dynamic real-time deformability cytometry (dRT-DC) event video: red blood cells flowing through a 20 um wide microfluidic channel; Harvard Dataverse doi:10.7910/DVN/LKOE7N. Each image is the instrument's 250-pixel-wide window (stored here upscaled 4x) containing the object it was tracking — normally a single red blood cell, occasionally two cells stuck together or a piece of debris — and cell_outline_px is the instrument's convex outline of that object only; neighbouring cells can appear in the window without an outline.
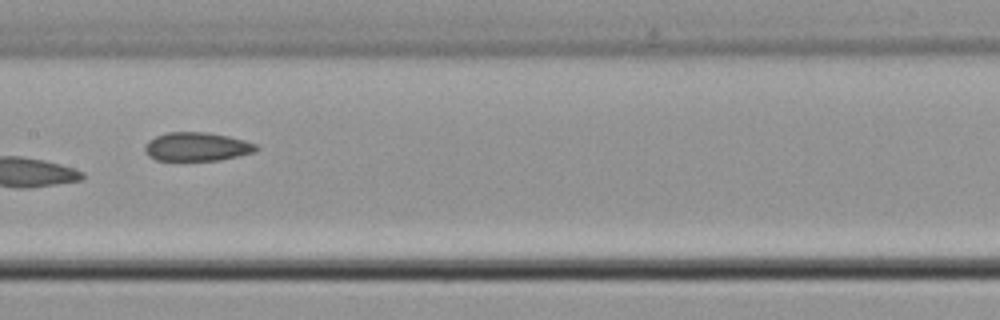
{"species": "common noctule bat (a hibernating species)", "species_latin": "Nyctalus noctula", "temperature_condition": "cold", "stored_images_in_passage": 7, "camera_frame_rate_fps": 3000, "um_per_image_px": 0.085, "animal": {"sex": "male", "body_mass_g": 21.5, "forearm_length_mm": 52.0}, "frame": {"image": 1, "passage_image": 4, "time_ms": 1.0, "image_size_px": [1000, 320], "cell_outline_px": [[260, 148], [256, 152], [220, 160], [156, 160], [148, 156], [144, 152], [144, 144], [148, 140], [156, 136], [168, 132], [208, 132], [228, 136], [244, 140], [256, 144]], "centroid_in_image_um": [16.73, 12.47], "position_along_channel_um": 190.7, "area_um2": 18.79}}
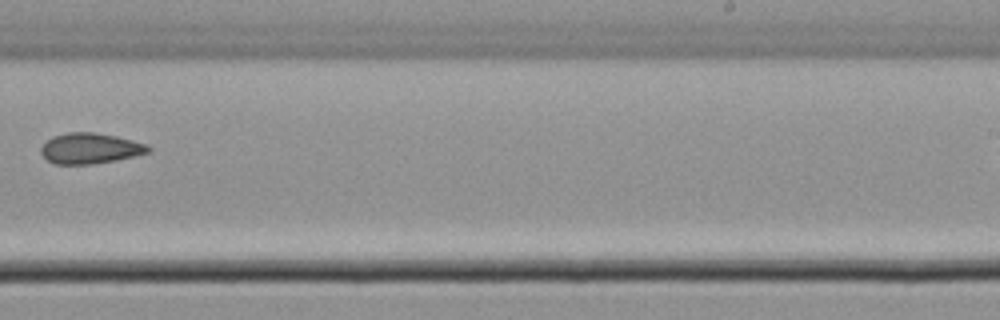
{"frame": {"image": 2, "passage_image": 6, "time_ms": 1.667, "image_size_px": [1000, 320], "cell_outline_px": [[152, 152], [116, 160], [92, 164], [56, 164], [48, 160], [40, 152], [40, 148], [52, 136], [68, 132], [96, 132], [116, 136], [148, 144], [152, 148]], "centroid_in_image_um": [7.7, 12.6], "position_along_channel_um": 281.3, "area_um2": 19.25}}